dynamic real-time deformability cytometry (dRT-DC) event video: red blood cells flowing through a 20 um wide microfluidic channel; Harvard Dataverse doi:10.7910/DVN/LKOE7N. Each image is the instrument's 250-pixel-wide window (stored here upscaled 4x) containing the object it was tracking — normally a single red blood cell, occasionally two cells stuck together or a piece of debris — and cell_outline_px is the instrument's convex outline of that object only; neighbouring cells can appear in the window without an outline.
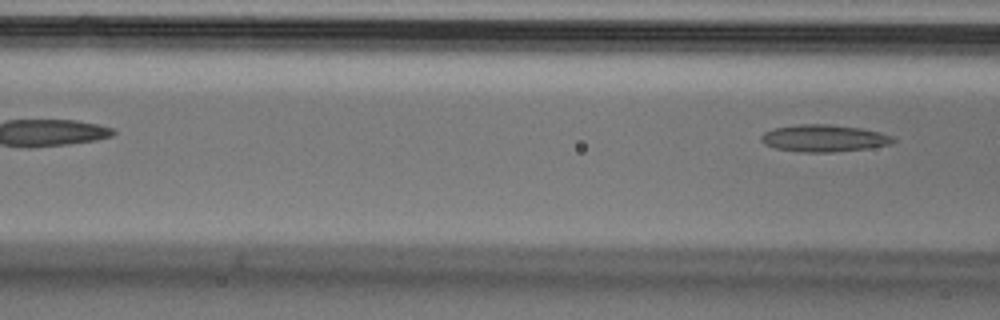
{"species": "Egyptian fruit bat (a non-hibernating species)", "species_latin": "Rousettus aegyptiacus", "temperature_condition": "cold", "stored_images_in_passage": 5, "camera_frame_rate_fps": 3000, "um_per_image_px": 0.085, "animal": {"sex": "male"}, "frame": {"image": 1, "passage_image": 5, "time_ms": 1.333, "image_size_px": [1000, 320], "cell_outline_px": [[896, 140], [892, 144], [868, 148], [832, 152], [804, 152], [776, 148], [764, 144], [760, 140], [760, 136], [764, 132], [772, 128], [800, 124], [828, 124], [860, 128], [880, 132], [892, 136]], "centroid_in_image_um": [70.02, 11.74], "position_along_channel_um": 96.6, "area_um2": 20.81}}